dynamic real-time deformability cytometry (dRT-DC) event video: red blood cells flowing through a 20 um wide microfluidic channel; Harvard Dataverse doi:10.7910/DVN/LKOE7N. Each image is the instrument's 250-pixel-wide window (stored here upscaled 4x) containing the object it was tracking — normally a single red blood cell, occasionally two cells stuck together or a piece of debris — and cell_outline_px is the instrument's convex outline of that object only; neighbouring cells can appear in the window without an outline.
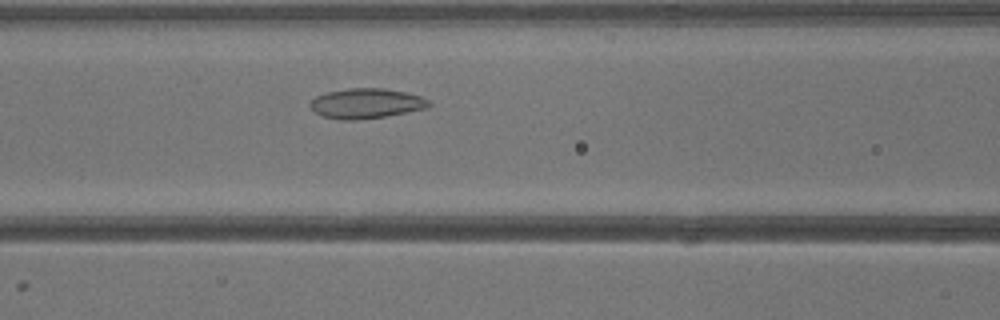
{"species": "common noctule bat (a hibernating species)", "species_latin": "Nyctalus noctula", "temperature_condition": "warm", "stored_images_in_passage": 30, "camera_frame_rate_fps": 3000, "um_per_image_px": 0.085, "animal": {"sex": "male", "body_mass_g": 13.3}, "frame": {"image": 1, "passage_image": 7, "time_ms": 2.0, "image_size_px": [1000, 320], "cell_outline_px": [[432, 104], [428, 108], [388, 116], [360, 120], [340, 120], [324, 116], [316, 112], [308, 104], [316, 96], [328, 92], [348, 88], [384, 88], [404, 92], [420, 96], [428, 100]], "centroid_in_image_um": [31.15, 8.8], "position_along_channel_um": 135.4, "area_um2": 20.81}}
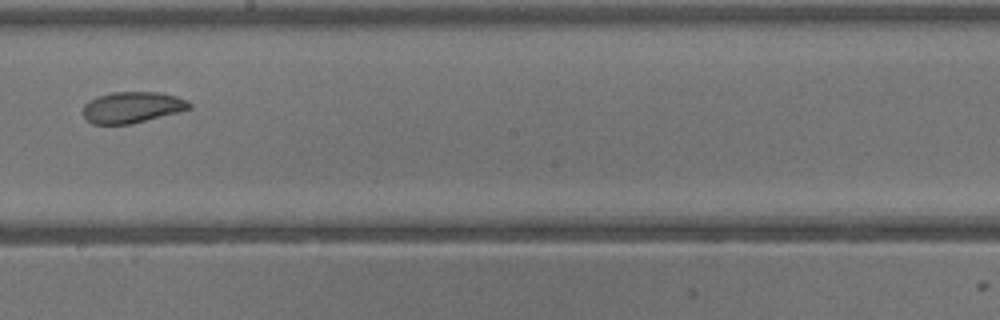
{"frame": {"image": 2, "passage_image": 13, "time_ms": 4.0, "image_size_px": [1000, 320], "cell_outline_px": [[192, 108], [180, 112], [132, 124], [92, 124], [84, 116], [84, 104], [88, 100], [96, 96], [112, 92], [160, 92], [176, 96], [188, 100], [192, 104]], "centroid_in_image_um": [11.26, 9.12], "position_along_channel_um": 236.9, "area_um2": 19.54}}
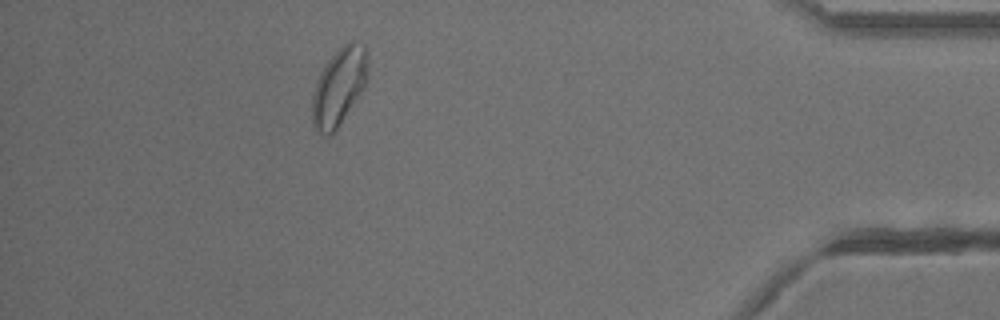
{"frame": {"image": 3, "passage_image": 26, "time_ms": 8.333, "image_size_px": [1000, 320], "cell_outline_px": [[368, 80], [364, 88], [336, 132], [332, 136], [324, 136], [316, 132], [312, 128], [312, 96], [320, 72], [324, 64], [348, 40], [356, 40], [364, 44], [368, 48]], "centroid_in_image_um": [28.84, 7.39], "position_along_channel_um": 406.4, "area_um2": 26.01}}